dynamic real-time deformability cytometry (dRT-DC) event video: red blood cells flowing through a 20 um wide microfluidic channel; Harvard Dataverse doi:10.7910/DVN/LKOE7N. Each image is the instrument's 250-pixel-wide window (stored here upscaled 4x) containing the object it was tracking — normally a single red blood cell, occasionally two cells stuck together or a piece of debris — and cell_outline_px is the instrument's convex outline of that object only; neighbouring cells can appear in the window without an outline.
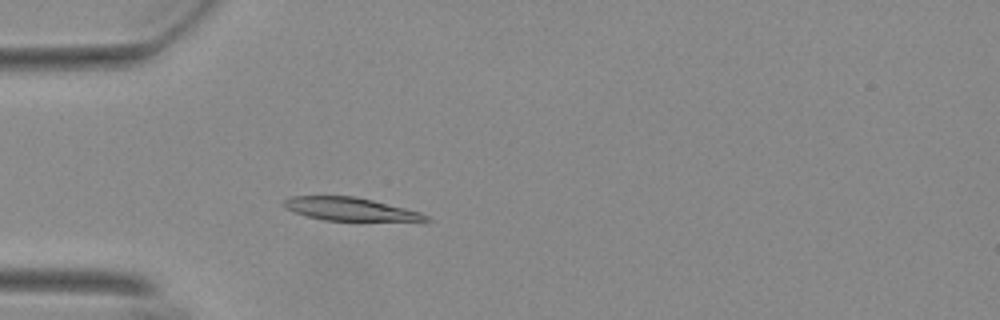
{"species": "Egyptian fruit bat (a non-hibernating species)", "species_latin": "Rousettus aegyptiacus", "temperature_condition": "warm", "stored_images_in_passage": 54, "camera_frame_rate_fps": 3000, "um_per_image_px": 0.085, "animal": {"sex": "female"}, "frame": {"image": 1, "passage_image": 15, "time_ms": 4.667, "image_size_px": [1000, 320], "cell_outline_px": [[432, 220], [324, 220], [308, 216], [284, 208], [284, 200], [292, 196], [356, 196], [420, 212], [428, 216]], "centroid_in_image_um": [29.71, 17.76], "position_along_channel_um": 55.3, "area_um2": 18.55}}
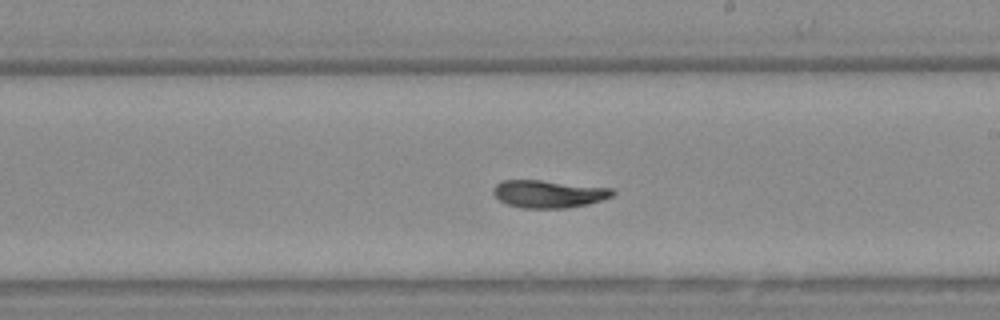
{"frame": {"image": 2, "passage_image": 31, "time_ms": 10.0, "image_size_px": [1000, 320], "cell_outline_px": [[616, 192], [612, 196], [588, 204], [568, 208], [520, 208], [508, 204], [500, 200], [492, 192], [492, 188], [496, 184], [504, 180], [540, 180], [612, 188]], "centroid_in_image_um": [46.62, 16.48], "position_along_channel_um": 242.4, "area_um2": 19.13}}
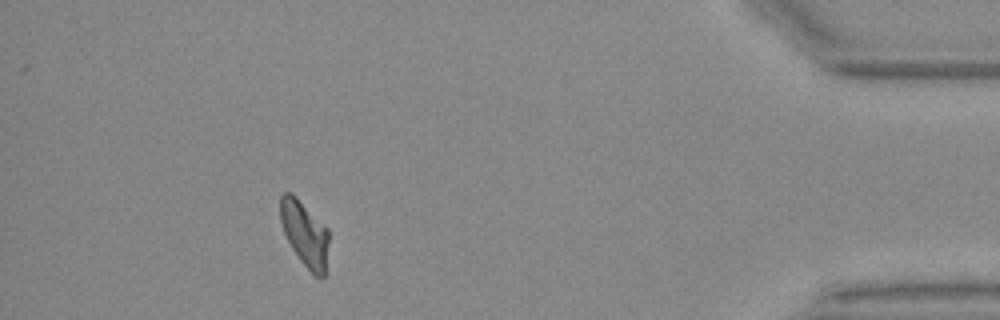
{"frame": {"image": 3, "passage_image": 49, "time_ms": 16.0, "image_size_px": [1000, 320], "cell_outline_px": [[328, 240], [324, 276], [316, 276], [300, 260], [292, 248], [284, 232], [280, 220], [280, 196], [284, 192], [292, 192], [328, 228]], "centroid_in_image_um": [25.88, 19.8], "position_along_channel_um": 409.3, "area_um2": 18.15}, "authors_computed_cell_mechanics": {"area_um2": 19.4208, "velocity_mm_per_s": 3.6739, "shape_relaxation_time_tau1_ms": null, "shape_relaxation_time_tau2_ms": 3.0609, "deformation_change_tau1": null, "deformation_change_tau2": 0.0728}}